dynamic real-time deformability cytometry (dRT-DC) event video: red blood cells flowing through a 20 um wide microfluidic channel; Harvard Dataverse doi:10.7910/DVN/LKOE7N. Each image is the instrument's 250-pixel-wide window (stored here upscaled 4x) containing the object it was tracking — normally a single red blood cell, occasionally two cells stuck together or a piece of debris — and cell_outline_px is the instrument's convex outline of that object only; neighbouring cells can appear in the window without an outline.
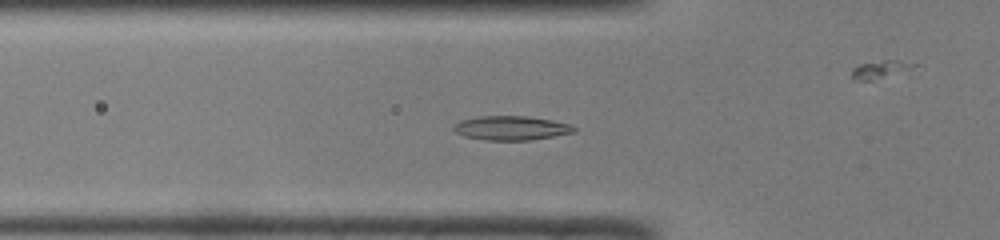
{"species": "common noctule bat (a hibernating species)", "species_latin": "Nyctalus noctula", "temperature_condition": "room temperature", "stored_images_in_passage": 47, "camera_frame_rate_fps": 3000, "um_per_image_px": 0.085, "animal": {"sex": "male", "body_mass_g": 19.0, "forearm_length_mm": 50.8}, "frame": {"image": 1, "passage_image": 14, "time_ms": 4.333, "image_size_px": [1000, 240], "cell_outline_px": [[576, 132], [528, 140], [484, 140], [464, 136], [456, 132], [452, 128], [452, 124], [460, 120], [480, 116], [528, 116], [552, 120], [572, 124], [576, 128]], "centroid_in_image_um": [43.43, 10.87], "position_along_channel_um": 82.4, "area_um2": 17.05}}
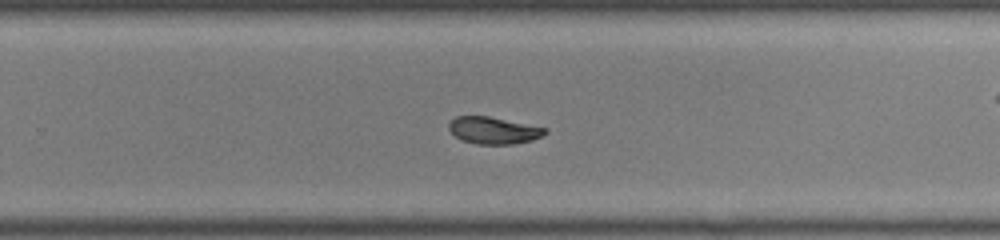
{"frame": {"image": 2, "passage_image": 29, "time_ms": 9.333, "image_size_px": [1000, 240], "cell_outline_px": [[548, 132], [532, 140], [512, 144], [476, 144], [464, 140], [456, 136], [448, 128], [448, 124], [456, 116], [488, 116], [548, 128]], "centroid_in_image_um": [41.96, 11.08], "position_along_channel_um": 287.8, "area_um2": 14.97}}
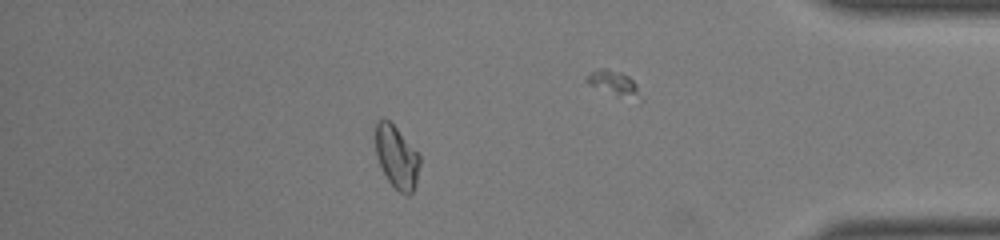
{"frame": {"image": 3, "passage_image": 40, "time_ms": 13.0, "image_size_px": [1000, 240], "cell_outline_px": [[420, 164], [416, 184], [412, 192], [408, 196], [404, 196], [388, 180], [376, 156], [376, 120], [384, 116], [396, 128], [420, 156]], "centroid_in_image_um": [33.72, 13.35], "position_along_channel_um": 401.5, "area_um2": 16.01}, "authors_computed_cell_mechanics": {"area_um2": 15.9528, "velocity_mm_per_s": 4.1146, "shape_relaxation_time_tau1_ms": 5.3382, "shape_relaxation_time_tau2_ms": 3.1538, "deformation_change_tau1": 0.1425, "deformation_change_tau2": 0.0534}}